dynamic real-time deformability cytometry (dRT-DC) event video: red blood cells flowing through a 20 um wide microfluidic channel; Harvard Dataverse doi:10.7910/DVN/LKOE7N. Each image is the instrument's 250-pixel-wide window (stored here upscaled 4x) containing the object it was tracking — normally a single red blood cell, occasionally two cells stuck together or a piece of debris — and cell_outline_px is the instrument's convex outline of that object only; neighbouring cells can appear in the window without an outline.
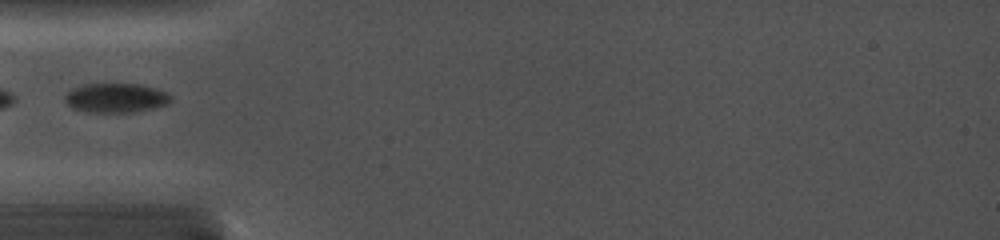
{"species": "common noctule bat (a hibernating species)", "species_latin": "Nyctalus noctula", "temperature_condition": "cold", "stored_images_in_passage": 5, "camera_frame_rate_fps": 5000, "um_per_image_px": 0.085, "animal": {"sex": "female", "body_mass_g": 19.0, "forearm_length_mm": 56.7}, "frame": {"image": 1, "passage_image": 1, "time_ms": 0.0, "image_size_px": [1000, 240], "cell_outline_px": [[172, 100], [168, 104], [152, 108], [132, 112], [88, 112], [72, 108], [64, 100], [64, 96], [72, 88], [84, 84], [140, 84], [156, 88], [168, 92], [172, 96]], "centroid_in_image_um": [9.87, 8.31], "position_along_channel_um": 75.1, "area_um2": 18.21}}
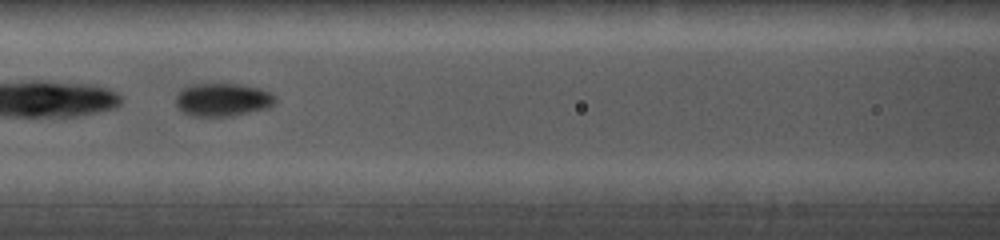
{"frame": {"image": 2, "passage_image": 4, "time_ms": 1.8, "image_size_px": [1000, 240], "cell_outline_px": [[276, 100], [268, 108], [232, 116], [192, 116], [176, 108], [176, 92], [180, 88], [192, 84], [244, 84], [260, 88], [276, 96]], "centroid_in_image_um": [18.89, 8.47], "position_along_channel_um": 147.7, "area_um2": 19.42}}